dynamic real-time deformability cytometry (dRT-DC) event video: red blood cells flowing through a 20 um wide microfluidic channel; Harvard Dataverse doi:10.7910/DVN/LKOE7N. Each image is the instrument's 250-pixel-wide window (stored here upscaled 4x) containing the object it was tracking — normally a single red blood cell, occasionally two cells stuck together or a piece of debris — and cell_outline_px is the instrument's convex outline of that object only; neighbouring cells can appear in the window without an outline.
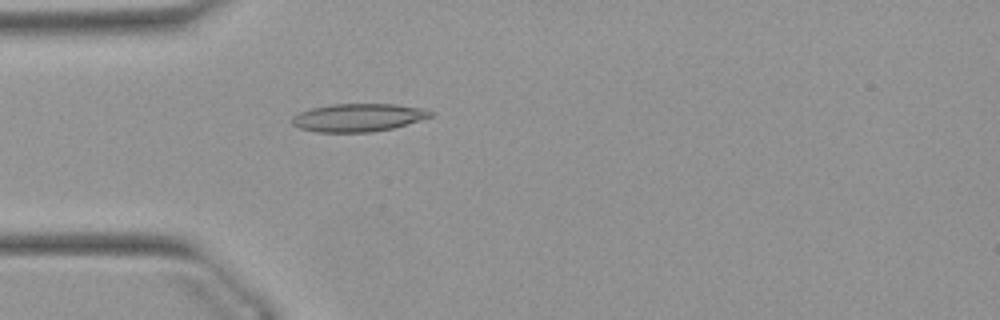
{"species": "Egyptian fruit bat (a non-hibernating species)", "species_latin": "Rousettus aegyptiacus", "temperature_condition": "warm", "stored_images_in_passage": 51, "camera_frame_rate_fps": 3000, "um_per_image_px": 0.085, "animal": {"sex": "female"}, "frame": {"image": 1, "passage_image": 14, "time_ms": 4.333, "image_size_px": [1000, 320], "cell_outline_px": [[436, 112], [432, 116], [420, 120], [392, 128], [368, 132], [316, 132], [300, 128], [292, 124], [292, 116], [300, 112], [312, 108], [332, 104], [396, 104], [424, 108]], "centroid_in_image_um": [30.47, 9.98], "position_along_channel_um": 54.5, "area_um2": 22.54}}
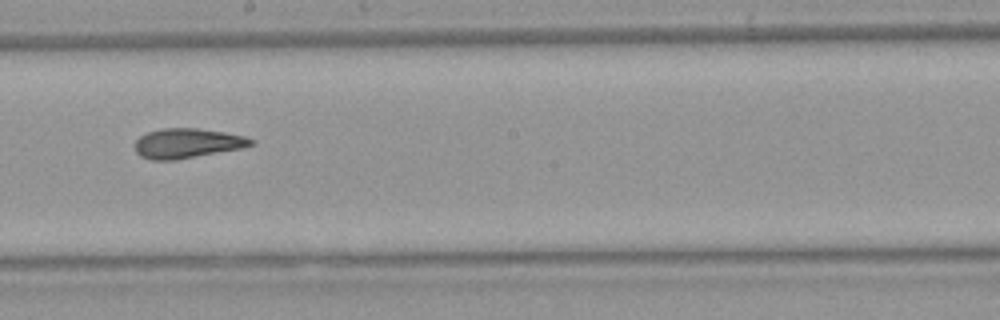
{"frame": {"image": 2, "passage_image": 28, "time_ms": 9.0, "image_size_px": [1000, 320], "cell_outline_px": [[256, 144], [244, 148], [176, 160], [152, 160], [140, 156], [136, 152], [136, 140], [140, 136], [148, 132], [164, 128], [196, 128], [224, 132], [244, 136], [256, 140]], "centroid_in_image_um": [15.97, 12.18], "position_along_channel_um": 232.2, "area_um2": 20.23}}
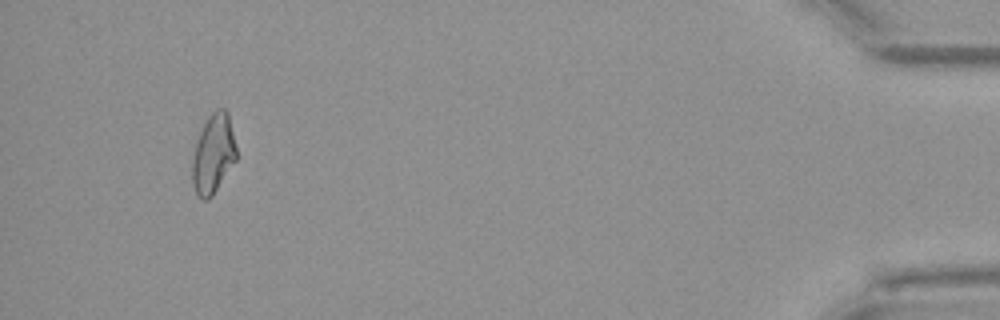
{"frame": {"image": 3, "passage_image": 48, "time_ms": 15.667, "image_size_px": [1000, 320], "cell_outline_px": [[236, 160], [212, 196], [208, 200], [204, 200], [196, 192], [192, 180], [192, 160], [196, 144], [200, 132], [208, 116], [216, 108], [224, 108], [228, 112], [236, 148]], "centroid_in_image_um": [18.13, 13.06], "position_along_channel_um": 417.1, "area_um2": 20.11}, "authors_computed_cell_mechanics": {"area_um2": 20.3456, "velocity_mm_per_s": 3.9185, "shape_relaxation_time_tau1_ms": 10.0025, "shape_relaxation_time_tau2_ms": 3.2099, "deformation_change_tau1": 0.2606, "deformation_change_tau2": 0.1259}}